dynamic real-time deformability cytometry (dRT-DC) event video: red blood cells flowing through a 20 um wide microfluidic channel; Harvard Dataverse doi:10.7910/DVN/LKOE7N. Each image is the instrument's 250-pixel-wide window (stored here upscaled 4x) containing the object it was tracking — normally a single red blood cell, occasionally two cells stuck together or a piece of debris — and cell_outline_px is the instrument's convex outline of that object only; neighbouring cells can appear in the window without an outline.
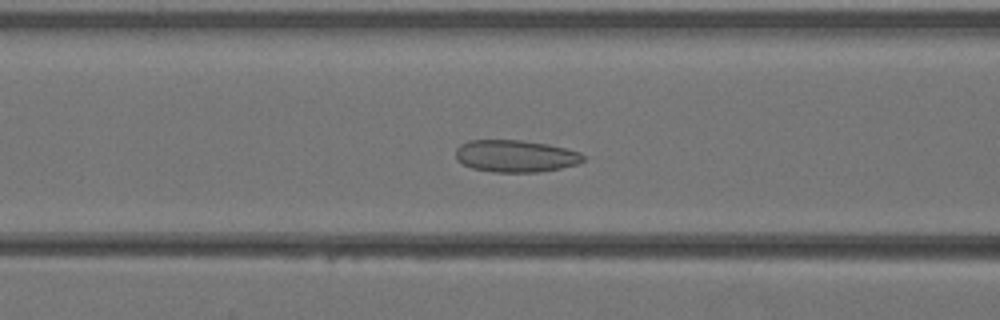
{"species": "Egyptian fruit bat (a non-hibernating species)", "species_latin": "Rousettus aegyptiacus", "temperature_condition": "warm", "stored_images_in_passage": 40, "camera_frame_rate_fps": 3000, "um_per_image_px": 0.085, "animal": {"sex": "female"}, "frame": {"image": 1, "passage_image": 16, "time_ms": 5.0, "image_size_px": [1000, 320], "cell_outline_px": [[584, 160], [580, 164], [540, 172], [492, 172], [472, 168], [456, 160], [456, 148], [460, 144], [468, 140], [524, 140], [548, 144], [580, 152], [584, 156]], "centroid_in_image_um": [43.82, 13.26], "position_along_channel_um": 122.8, "area_um2": 24.04}}
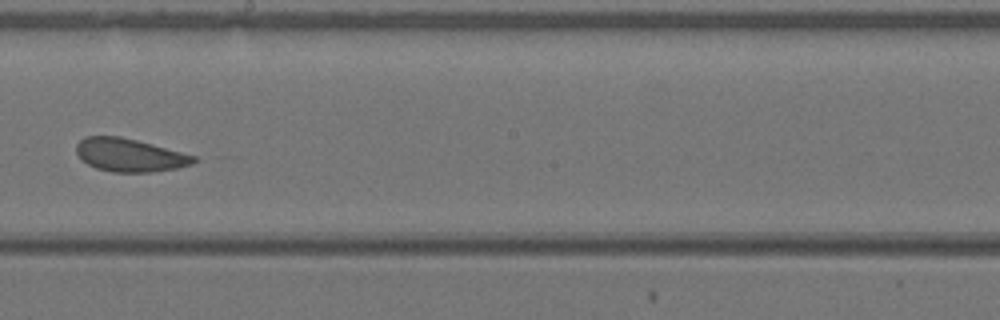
{"frame": {"image": 2, "passage_image": 23, "time_ms": 7.333, "image_size_px": [1000, 320], "cell_outline_px": [[196, 160], [192, 164], [176, 168], [148, 172], [112, 172], [96, 168], [80, 160], [76, 152], [76, 144], [84, 136], [120, 136], [152, 144], [196, 156]], "centroid_in_image_um": [10.97, 13.18], "position_along_channel_um": 237.2, "area_um2": 22.6}}
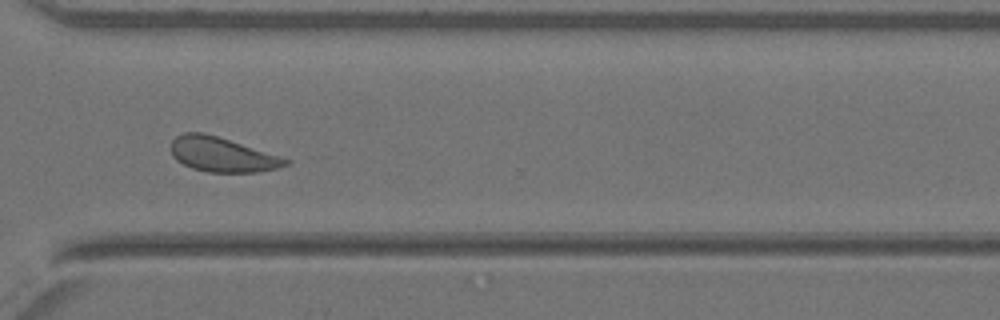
{"frame": {"image": 3, "passage_image": 30, "time_ms": 9.667, "image_size_px": [1000, 320], "cell_outline_px": [[292, 164], [276, 168], [256, 172], [208, 172], [192, 168], [176, 160], [172, 156], [172, 140], [176, 136], [184, 132], [204, 132], [280, 156], [292, 160]], "centroid_in_image_um": [18.89, 13.14], "position_along_channel_um": 351.7, "area_um2": 23.0}}